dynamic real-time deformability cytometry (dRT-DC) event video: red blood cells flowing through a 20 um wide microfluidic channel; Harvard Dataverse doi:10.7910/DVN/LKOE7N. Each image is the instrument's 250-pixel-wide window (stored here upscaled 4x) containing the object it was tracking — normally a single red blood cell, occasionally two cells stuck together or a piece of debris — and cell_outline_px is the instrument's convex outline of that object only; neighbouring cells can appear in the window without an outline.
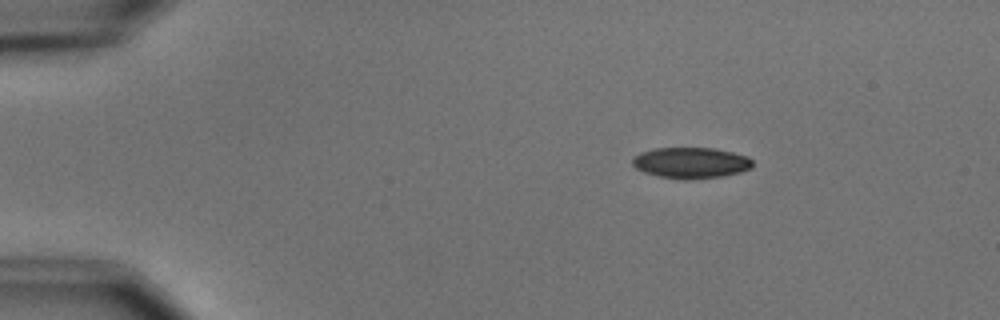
{"species": "common noctule bat (a hibernating species)", "species_latin": "Nyctalus noctula", "temperature_condition": "cold", "stored_images_in_passage": 4, "camera_frame_rate_fps": 3000, "um_per_image_px": 0.085, "animal": {"sex": "male", "body_mass_g": 15.6}, "frame": {"image": 1, "passage_image": 1, "time_ms": 0.0, "image_size_px": [1000, 320], "cell_outline_px": [[752, 168], [740, 172], [724, 176], [688, 180], [684, 180], [660, 176], [644, 172], [636, 168], [632, 164], [632, 160], [640, 152], [656, 148], [716, 148], [748, 156], [752, 160]], "centroid_in_image_um": [58.75, 13.84], "position_along_channel_um": 26.2, "area_um2": 21.73}}
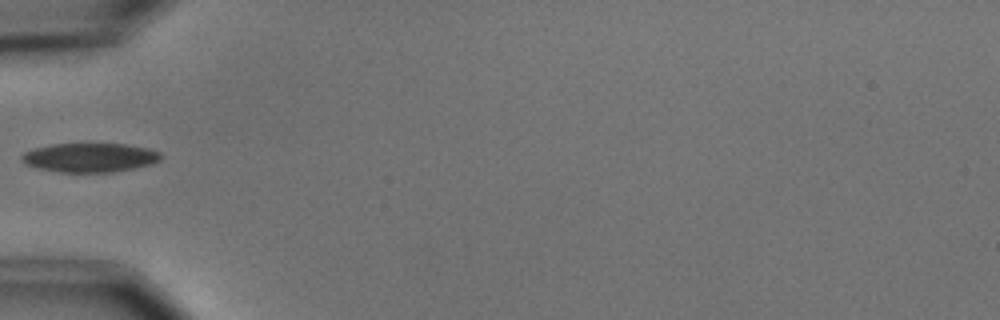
{"frame": {"image": 2, "passage_image": 3, "time_ms": 3.333, "image_size_px": [1000, 320], "cell_outline_px": [[160, 160], [152, 164], [112, 172], [60, 172], [40, 168], [24, 164], [20, 160], [20, 156], [24, 152], [36, 148], [52, 144], [88, 140], [128, 144], [148, 148], [160, 152]], "centroid_in_image_um": [7.62, 13.33], "position_along_channel_um": 77.4, "area_um2": 24.57}}